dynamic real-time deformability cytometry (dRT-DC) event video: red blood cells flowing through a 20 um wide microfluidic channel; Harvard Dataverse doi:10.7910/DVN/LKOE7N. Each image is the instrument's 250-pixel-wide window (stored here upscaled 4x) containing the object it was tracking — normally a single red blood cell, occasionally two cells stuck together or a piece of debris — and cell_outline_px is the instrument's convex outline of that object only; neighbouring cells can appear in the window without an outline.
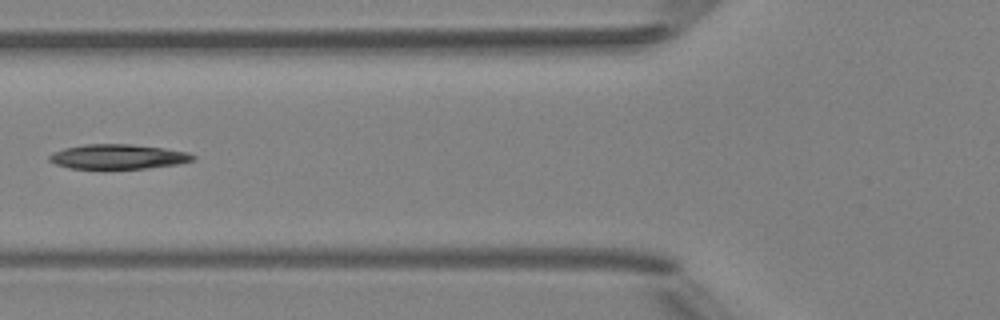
{"species": "Egyptian fruit bat (a non-hibernating species)", "species_latin": "Rousettus aegyptiacus", "temperature_condition": "room temperature", "stored_images_in_passage": 6, "camera_frame_rate_fps": 3000, "um_per_image_px": 0.085, "animal": {"sex": "female"}, "frame": {"image": 1, "passage_image": 6, "time_ms": 5.667, "image_size_px": [1000, 320], "cell_outline_px": [[196, 160], [176, 164], [148, 168], [68, 168], [56, 164], [48, 160], [48, 156], [52, 152], [64, 148], [84, 144], [132, 144], [164, 148], [188, 152], [196, 156]], "centroid_in_image_um": [10.03, 13.3], "position_along_channel_um": 115.8, "area_um2": 20.69}}